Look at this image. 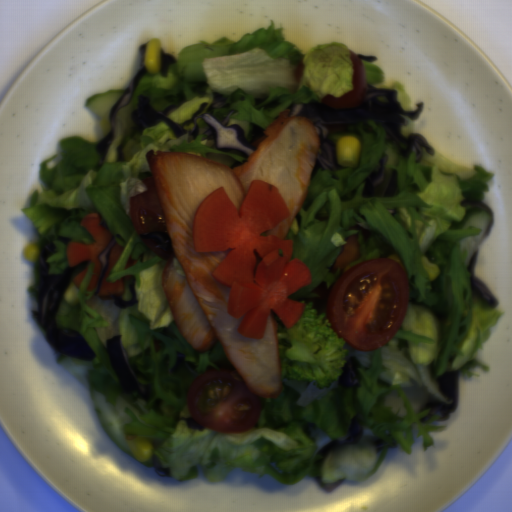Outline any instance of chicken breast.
<instances>
[{"label":"chicken breast","instance_id":"1","mask_svg":"<svg viewBox=\"0 0 512 512\" xmlns=\"http://www.w3.org/2000/svg\"><path fill=\"white\" fill-rule=\"evenodd\" d=\"M319 151L316 126L307 116L289 109L265 130L249 160L234 169L198 155L155 148L146 153L173 250L161 273L172 317L194 349L206 352L218 340L248 389L260 398L277 399L282 390L274 312L271 310L267 318L263 338L237 333L244 317L228 314L232 287L212 277L229 249L196 252L195 216L205 197L220 187L240 214L251 181L269 182L283 196L290 215L261 235L286 241L307 201Z\"/></svg>","mask_w":512,"mask_h":512},{"label":"chicken breast","instance_id":"2","mask_svg":"<svg viewBox=\"0 0 512 512\" xmlns=\"http://www.w3.org/2000/svg\"><path fill=\"white\" fill-rule=\"evenodd\" d=\"M360 254V239L353 233L347 237L346 242L332 263V270L338 271L351 265Z\"/></svg>","mask_w":512,"mask_h":512}]
</instances>
